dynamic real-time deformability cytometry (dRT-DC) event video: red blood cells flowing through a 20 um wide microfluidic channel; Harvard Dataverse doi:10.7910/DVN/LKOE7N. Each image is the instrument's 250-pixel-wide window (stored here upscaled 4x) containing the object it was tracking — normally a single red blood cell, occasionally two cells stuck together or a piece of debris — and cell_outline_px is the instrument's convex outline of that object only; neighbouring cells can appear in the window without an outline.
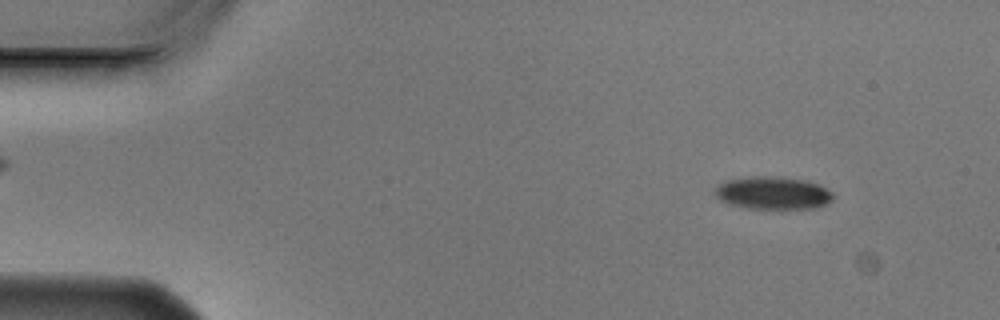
{"species": "Egyptian fruit bat (a non-hibernating species)", "species_latin": "Rousettus aegyptiacus", "temperature_condition": "cold", "stored_images_in_passage": 2, "camera_frame_rate_fps": 3000, "um_per_image_px": 0.085, "animal": {"sex": "male"}, "frame": {"image": 1, "passage_image": 1, "time_ms": 0.0, "image_size_px": [1000, 320], "cell_outline_px": [[836, 196], [828, 204], [816, 208], [748, 208], [728, 204], [720, 200], [712, 192], [716, 184], [724, 180], [752, 176], [776, 176], [804, 180], [820, 184], [832, 192]], "centroid_in_image_um": [65.67, 16.39], "position_along_channel_um": 19.3, "area_um2": 22.95}}